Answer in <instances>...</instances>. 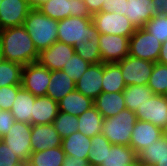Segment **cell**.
Instances as JSON below:
<instances>
[{"instance_id":"1","label":"cell","mask_w":167,"mask_h":166,"mask_svg":"<svg viewBox=\"0 0 167 166\" xmlns=\"http://www.w3.org/2000/svg\"><path fill=\"white\" fill-rule=\"evenodd\" d=\"M0 53L3 60L25 66L37 62L39 52L24 26L2 30L0 35Z\"/></svg>"},{"instance_id":"2","label":"cell","mask_w":167,"mask_h":166,"mask_svg":"<svg viewBox=\"0 0 167 166\" xmlns=\"http://www.w3.org/2000/svg\"><path fill=\"white\" fill-rule=\"evenodd\" d=\"M25 29L38 52L49 48L58 38V20L44 15L39 9H32L24 21Z\"/></svg>"},{"instance_id":"3","label":"cell","mask_w":167,"mask_h":166,"mask_svg":"<svg viewBox=\"0 0 167 166\" xmlns=\"http://www.w3.org/2000/svg\"><path fill=\"white\" fill-rule=\"evenodd\" d=\"M57 41L73 46L74 48L81 42L91 41L99 36V31L92 22V18H80L70 16L58 20Z\"/></svg>"},{"instance_id":"4","label":"cell","mask_w":167,"mask_h":166,"mask_svg":"<svg viewBox=\"0 0 167 166\" xmlns=\"http://www.w3.org/2000/svg\"><path fill=\"white\" fill-rule=\"evenodd\" d=\"M137 121L135 112L125 108L116 116L104 119L102 134L112 145H130V137Z\"/></svg>"},{"instance_id":"5","label":"cell","mask_w":167,"mask_h":166,"mask_svg":"<svg viewBox=\"0 0 167 166\" xmlns=\"http://www.w3.org/2000/svg\"><path fill=\"white\" fill-rule=\"evenodd\" d=\"M162 43L145 28H136L129 39V55L156 63Z\"/></svg>"},{"instance_id":"6","label":"cell","mask_w":167,"mask_h":166,"mask_svg":"<svg viewBox=\"0 0 167 166\" xmlns=\"http://www.w3.org/2000/svg\"><path fill=\"white\" fill-rule=\"evenodd\" d=\"M31 128L32 125L24 122H15L8 133L2 138L17 157L27 164L32 153L31 146Z\"/></svg>"},{"instance_id":"7","label":"cell","mask_w":167,"mask_h":166,"mask_svg":"<svg viewBox=\"0 0 167 166\" xmlns=\"http://www.w3.org/2000/svg\"><path fill=\"white\" fill-rule=\"evenodd\" d=\"M92 22L99 34H115L130 38L136 30L130 20L120 13L101 11L92 16Z\"/></svg>"},{"instance_id":"8","label":"cell","mask_w":167,"mask_h":166,"mask_svg":"<svg viewBox=\"0 0 167 166\" xmlns=\"http://www.w3.org/2000/svg\"><path fill=\"white\" fill-rule=\"evenodd\" d=\"M117 64L120 66L125 85L131 86L148 85L155 63L128 55Z\"/></svg>"},{"instance_id":"9","label":"cell","mask_w":167,"mask_h":166,"mask_svg":"<svg viewBox=\"0 0 167 166\" xmlns=\"http://www.w3.org/2000/svg\"><path fill=\"white\" fill-rule=\"evenodd\" d=\"M39 10L55 20H62L70 16L92 18L83 0H49Z\"/></svg>"},{"instance_id":"10","label":"cell","mask_w":167,"mask_h":166,"mask_svg":"<svg viewBox=\"0 0 167 166\" xmlns=\"http://www.w3.org/2000/svg\"><path fill=\"white\" fill-rule=\"evenodd\" d=\"M50 79L51 71L38 62H33L23 66L21 87L36 97L45 96Z\"/></svg>"},{"instance_id":"11","label":"cell","mask_w":167,"mask_h":166,"mask_svg":"<svg viewBox=\"0 0 167 166\" xmlns=\"http://www.w3.org/2000/svg\"><path fill=\"white\" fill-rule=\"evenodd\" d=\"M129 37L99 34L102 63H117L129 55Z\"/></svg>"},{"instance_id":"12","label":"cell","mask_w":167,"mask_h":166,"mask_svg":"<svg viewBox=\"0 0 167 166\" xmlns=\"http://www.w3.org/2000/svg\"><path fill=\"white\" fill-rule=\"evenodd\" d=\"M135 114L137 120L151 122L162 129L167 124V96L154 94Z\"/></svg>"},{"instance_id":"13","label":"cell","mask_w":167,"mask_h":166,"mask_svg":"<svg viewBox=\"0 0 167 166\" xmlns=\"http://www.w3.org/2000/svg\"><path fill=\"white\" fill-rule=\"evenodd\" d=\"M74 53L73 46L56 41L49 48L39 52L37 62L50 71L62 70Z\"/></svg>"},{"instance_id":"14","label":"cell","mask_w":167,"mask_h":166,"mask_svg":"<svg viewBox=\"0 0 167 166\" xmlns=\"http://www.w3.org/2000/svg\"><path fill=\"white\" fill-rule=\"evenodd\" d=\"M32 8L26 0H2L0 5V25L2 29L23 26Z\"/></svg>"},{"instance_id":"15","label":"cell","mask_w":167,"mask_h":166,"mask_svg":"<svg viewBox=\"0 0 167 166\" xmlns=\"http://www.w3.org/2000/svg\"><path fill=\"white\" fill-rule=\"evenodd\" d=\"M103 63L91 64L75 82L76 90L95 100L102 92Z\"/></svg>"},{"instance_id":"16","label":"cell","mask_w":167,"mask_h":166,"mask_svg":"<svg viewBox=\"0 0 167 166\" xmlns=\"http://www.w3.org/2000/svg\"><path fill=\"white\" fill-rule=\"evenodd\" d=\"M30 141L32 152H41L48 148L62 146V138L57 133L53 123L32 125Z\"/></svg>"},{"instance_id":"17","label":"cell","mask_w":167,"mask_h":166,"mask_svg":"<svg viewBox=\"0 0 167 166\" xmlns=\"http://www.w3.org/2000/svg\"><path fill=\"white\" fill-rule=\"evenodd\" d=\"M162 136V129L151 122L137 120L131 137L130 147L138 154Z\"/></svg>"},{"instance_id":"18","label":"cell","mask_w":167,"mask_h":166,"mask_svg":"<svg viewBox=\"0 0 167 166\" xmlns=\"http://www.w3.org/2000/svg\"><path fill=\"white\" fill-rule=\"evenodd\" d=\"M140 166H167V139L163 136L137 154Z\"/></svg>"},{"instance_id":"19","label":"cell","mask_w":167,"mask_h":166,"mask_svg":"<svg viewBox=\"0 0 167 166\" xmlns=\"http://www.w3.org/2000/svg\"><path fill=\"white\" fill-rule=\"evenodd\" d=\"M125 7V16L135 26V28H144L146 23L156 15L152 0H127Z\"/></svg>"},{"instance_id":"20","label":"cell","mask_w":167,"mask_h":166,"mask_svg":"<svg viewBox=\"0 0 167 166\" xmlns=\"http://www.w3.org/2000/svg\"><path fill=\"white\" fill-rule=\"evenodd\" d=\"M58 112V102L47 95L36 97L31 113V125L51 124Z\"/></svg>"},{"instance_id":"21","label":"cell","mask_w":167,"mask_h":166,"mask_svg":"<svg viewBox=\"0 0 167 166\" xmlns=\"http://www.w3.org/2000/svg\"><path fill=\"white\" fill-rule=\"evenodd\" d=\"M94 106L104 119L116 116L126 108L123 92H101L95 98Z\"/></svg>"},{"instance_id":"22","label":"cell","mask_w":167,"mask_h":166,"mask_svg":"<svg viewBox=\"0 0 167 166\" xmlns=\"http://www.w3.org/2000/svg\"><path fill=\"white\" fill-rule=\"evenodd\" d=\"M76 90L75 81L63 70L51 71V79L46 95L58 102L68 93Z\"/></svg>"},{"instance_id":"23","label":"cell","mask_w":167,"mask_h":166,"mask_svg":"<svg viewBox=\"0 0 167 166\" xmlns=\"http://www.w3.org/2000/svg\"><path fill=\"white\" fill-rule=\"evenodd\" d=\"M93 106L94 100L84 96L77 90L68 93L65 97L58 101L59 111L66 112L77 117Z\"/></svg>"},{"instance_id":"24","label":"cell","mask_w":167,"mask_h":166,"mask_svg":"<svg viewBox=\"0 0 167 166\" xmlns=\"http://www.w3.org/2000/svg\"><path fill=\"white\" fill-rule=\"evenodd\" d=\"M36 96L31 92L21 88L16 95L10 112L17 122L31 124L33 104Z\"/></svg>"},{"instance_id":"25","label":"cell","mask_w":167,"mask_h":166,"mask_svg":"<svg viewBox=\"0 0 167 166\" xmlns=\"http://www.w3.org/2000/svg\"><path fill=\"white\" fill-rule=\"evenodd\" d=\"M91 144V137H87L81 132H74L62 139V148L65 154L81 159H88Z\"/></svg>"},{"instance_id":"26","label":"cell","mask_w":167,"mask_h":166,"mask_svg":"<svg viewBox=\"0 0 167 166\" xmlns=\"http://www.w3.org/2000/svg\"><path fill=\"white\" fill-rule=\"evenodd\" d=\"M136 161L137 153L130 146L112 145L100 166H128Z\"/></svg>"},{"instance_id":"27","label":"cell","mask_w":167,"mask_h":166,"mask_svg":"<svg viewBox=\"0 0 167 166\" xmlns=\"http://www.w3.org/2000/svg\"><path fill=\"white\" fill-rule=\"evenodd\" d=\"M104 118L93 106L78 116V132L87 137L102 133Z\"/></svg>"},{"instance_id":"28","label":"cell","mask_w":167,"mask_h":166,"mask_svg":"<svg viewBox=\"0 0 167 166\" xmlns=\"http://www.w3.org/2000/svg\"><path fill=\"white\" fill-rule=\"evenodd\" d=\"M125 88L120 66L117 63H103L102 92H122Z\"/></svg>"},{"instance_id":"29","label":"cell","mask_w":167,"mask_h":166,"mask_svg":"<svg viewBox=\"0 0 167 166\" xmlns=\"http://www.w3.org/2000/svg\"><path fill=\"white\" fill-rule=\"evenodd\" d=\"M122 92L126 108L132 112H136V110L141 107L146 100H149L154 95L148 85L126 86Z\"/></svg>"},{"instance_id":"30","label":"cell","mask_w":167,"mask_h":166,"mask_svg":"<svg viewBox=\"0 0 167 166\" xmlns=\"http://www.w3.org/2000/svg\"><path fill=\"white\" fill-rule=\"evenodd\" d=\"M65 157L62 146L48 148L41 152H32L27 164L29 166H62Z\"/></svg>"},{"instance_id":"31","label":"cell","mask_w":167,"mask_h":166,"mask_svg":"<svg viewBox=\"0 0 167 166\" xmlns=\"http://www.w3.org/2000/svg\"><path fill=\"white\" fill-rule=\"evenodd\" d=\"M91 142L92 144L88 151V164L100 166L102 161L105 160L107 149H110L112 144L102 133L91 137Z\"/></svg>"},{"instance_id":"32","label":"cell","mask_w":167,"mask_h":166,"mask_svg":"<svg viewBox=\"0 0 167 166\" xmlns=\"http://www.w3.org/2000/svg\"><path fill=\"white\" fill-rule=\"evenodd\" d=\"M22 69L21 64L2 60L0 63V87L21 85Z\"/></svg>"},{"instance_id":"33","label":"cell","mask_w":167,"mask_h":166,"mask_svg":"<svg viewBox=\"0 0 167 166\" xmlns=\"http://www.w3.org/2000/svg\"><path fill=\"white\" fill-rule=\"evenodd\" d=\"M148 87L154 94L167 96V65L154 64Z\"/></svg>"},{"instance_id":"34","label":"cell","mask_w":167,"mask_h":166,"mask_svg":"<svg viewBox=\"0 0 167 166\" xmlns=\"http://www.w3.org/2000/svg\"><path fill=\"white\" fill-rule=\"evenodd\" d=\"M99 36L94 37L91 41L86 40L75 47L77 53L84 60L90 64H97L102 62L101 53L99 50Z\"/></svg>"},{"instance_id":"35","label":"cell","mask_w":167,"mask_h":166,"mask_svg":"<svg viewBox=\"0 0 167 166\" xmlns=\"http://www.w3.org/2000/svg\"><path fill=\"white\" fill-rule=\"evenodd\" d=\"M53 125L57 133L64 139L72 133L78 132V117L59 111Z\"/></svg>"},{"instance_id":"36","label":"cell","mask_w":167,"mask_h":166,"mask_svg":"<svg viewBox=\"0 0 167 166\" xmlns=\"http://www.w3.org/2000/svg\"><path fill=\"white\" fill-rule=\"evenodd\" d=\"M144 28L161 43L167 41V16L165 14L154 15Z\"/></svg>"},{"instance_id":"37","label":"cell","mask_w":167,"mask_h":166,"mask_svg":"<svg viewBox=\"0 0 167 166\" xmlns=\"http://www.w3.org/2000/svg\"><path fill=\"white\" fill-rule=\"evenodd\" d=\"M90 65L91 64L88 61L84 60L77 53H74L70 60L64 64L62 70L76 82Z\"/></svg>"},{"instance_id":"38","label":"cell","mask_w":167,"mask_h":166,"mask_svg":"<svg viewBox=\"0 0 167 166\" xmlns=\"http://www.w3.org/2000/svg\"><path fill=\"white\" fill-rule=\"evenodd\" d=\"M21 88V85L0 87V106H2L3 110L10 111L12 109V104L16 98L17 92Z\"/></svg>"},{"instance_id":"39","label":"cell","mask_w":167,"mask_h":166,"mask_svg":"<svg viewBox=\"0 0 167 166\" xmlns=\"http://www.w3.org/2000/svg\"><path fill=\"white\" fill-rule=\"evenodd\" d=\"M0 166H24V163L4 141H0Z\"/></svg>"},{"instance_id":"40","label":"cell","mask_w":167,"mask_h":166,"mask_svg":"<svg viewBox=\"0 0 167 166\" xmlns=\"http://www.w3.org/2000/svg\"><path fill=\"white\" fill-rule=\"evenodd\" d=\"M15 122L16 120L10 111L3 110L0 112V134L2 137L8 133Z\"/></svg>"},{"instance_id":"41","label":"cell","mask_w":167,"mask_h":166,"mask_svg":"<svg viewBox=\"0 0 167 166\" xmlns=\"http://www.w3.org/2000/svg\"><path fill=\"white\" fill-rule=\"evenodd\" d=\"M127 3V0H106V5H102L101 11L125 15V7Z\"/></svg>"},{"instance_id":"42","label":"cell","mask_w":167,"mask_h":166,"mask_svg":"<svg viewBox=\"0 0 167 166\" xmlns=\"http://www.w3.org/2000/svg\"><path fill=\"white\" fill-rule=\"evenodd\" d=\"M91 15L101 12L102 5H106V0H83Z\"/></svg>"},{"instance_id":"43","label":"cell","mask_w":167,"mask_h":166,"mask_svg":"<svg viewBox=\"0 0 167 166\" xmlns=\"http://www.w3.org/2000/svg\"><path fill=\"white\" fill-rule=\"evenodd\" d=\"M87 164V159L76 158L72 155H66L62 162V166H86Z\"/></svg>"},{"instance_id":"44","label":"cell","mask_w":167,"mask_h":166,"mask_svg":"<svg viewBox=\"0 0 167 166\" xmlns=\"http://www.w3.org/2000/svg\"><path fill=\"white\" fill-rule=\"evenodd\" d=\"M155 14H165L167 16V0H152Z\"/></svg>"},{"instance_id":"45","label":"cell","mask_w":167,"mask_h":166,"mask_svg":"<svg viewBox=\"0 0 167 166\" xmlns=\"http://www.w3.org/2000/svg\"><path fill=\"white\" fill-rule=\"evenodd\" d=\"M158 63L167 65V41L162 43Z\"/></svg>"},{"instance_id":"46","label":"cell","mask_w":167,"mask_h":166,"mask_svg":"<svg viewBox=\"0 0 167 166\" xmlns=\"http://www.w3.org/2000/svg\"><path fill=\"white\" fill-rule=\"evenodd\" d=\"M32 9H39L43 4L49 0H26Z\"/></svg>"},{"instance_id":"47","label":"cell","mask_w":167,"mask_h":166,"mask_svg":"<svg viewBox=\"0 0 167 166\" xmlns=\"http://www.w3.org/2000/svg\"><path fill=\"white\" fill-rule=\"evenodd\" d=\"M162 136L167 139V124L162 128Z\"/></svg>"},{"instance_id":"48","label":"cell","mask_w":167,"mask_h":166,"mask_svg":"<svg viewBox=\"0 0 167 166\" xmlns=\"http://www.w3.org/2000/svg\"><path fill=\"white\" fill-rule=\"evenodd\" d=\"M128 166H140V165H139L138 162L136 161L134 164L128 165Z\"/></svg>"},{"instance_id":"49","label":"cell","mask_w":167,"mask_h":166,"mask_svg":"<svg viewBox=\"0 0 167 166\" xmlns=\"http://www.w3.org/2000/svg\"><path fill=\"white\" fill-rule=\"evenodd\" d=\"M2 60H3V57L1 56V53H0V63H1Z\"/></svg>"},{"instance_id":"50","label":"cell","mask_w":167,"mask_h":166,"mask_svg":"<svg viewBox=\"0 0 167 166\" xmlns=\"http://www.w3.org/2000/svg\"><path fill=\"white\" fill-rule=\"evenodd\" d=\"M2 30H3V29H2V27H1V25H0V35H1V33H2Z\"/></svg>"}]
</instances>
